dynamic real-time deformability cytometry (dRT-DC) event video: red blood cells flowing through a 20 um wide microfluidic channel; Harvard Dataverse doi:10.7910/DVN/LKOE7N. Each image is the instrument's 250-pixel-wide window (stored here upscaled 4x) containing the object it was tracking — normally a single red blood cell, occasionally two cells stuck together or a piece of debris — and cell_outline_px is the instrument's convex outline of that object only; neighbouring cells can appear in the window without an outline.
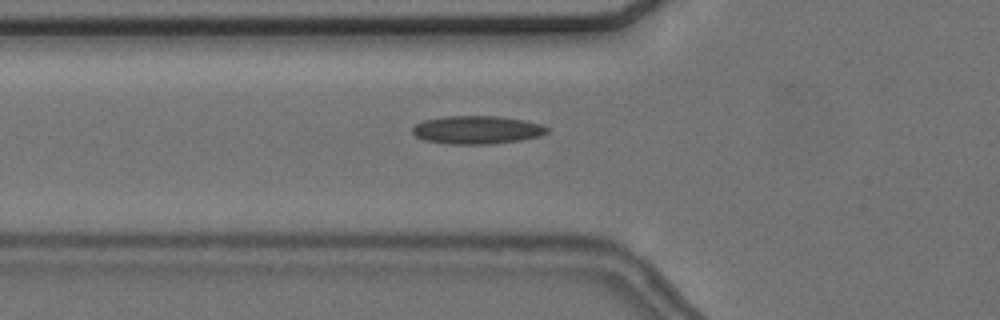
{"species": "common noctule bat (a hibernating species)", "species_latin": "Nyctalus noctula", "temperature_condition": "cold", "stored_images_in_passage": 20, "camera_frame_rate_fps": 3000, "um_per_image_px": 0.085, "animal": {"sex": "female", "body_mass_g": 24.6, "forearm_length_mm": 56.2}, "frame": {"image": 1, "passage_image": 20, "time_ms": 6.333, "image_size_px": [1000, 320], "cell_outline_px": [[548, 132], [540, 136], [520, 140], [492, 144], [448, 144], [424, 140], [416, 136], [412, 132], [412, 128], [416, 124], [424, 120], [444, 116], [500, 116], [524, 120], [540, 124], [548, 128]], "centroid_in_image_um": [40.53, 11.04], "position_along_channel_um": 85.3, "area_um2": 22.14}}